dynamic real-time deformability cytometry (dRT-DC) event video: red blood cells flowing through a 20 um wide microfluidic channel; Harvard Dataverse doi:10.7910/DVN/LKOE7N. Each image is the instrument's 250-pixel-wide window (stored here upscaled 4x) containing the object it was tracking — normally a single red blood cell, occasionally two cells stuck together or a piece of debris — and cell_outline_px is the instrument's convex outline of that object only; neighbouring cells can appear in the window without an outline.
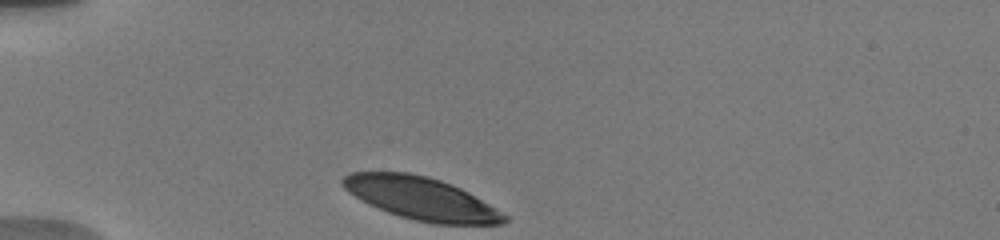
{"species": "human", "species_latin": "Homo sapiens", "temperature_condition": "warm", "stored_images_in_passage": 19, "camera_frame_rate_fps": 3000, "um_per_image_px": 0.085, "donor": {"sex": "male"}, "frame": {"image": 1, "passage_image": 1, "time_ms": 0.0, "image_size_px": [1000, 240], "cell_outline_px": [[508, 220], [504, 224], [432, 224], [412, 220], [388, 212], [368, 204], [360, 200], [348, 192], [340, 184], [340, 180], [348, 172], [408, 172], [428, 176], [452, 184], [468, 192], [508, 216]], "centroid_in_image_um": [35.76, 16.87], "position_along_channel_um": 49.2, "area_um2": 40.29}}
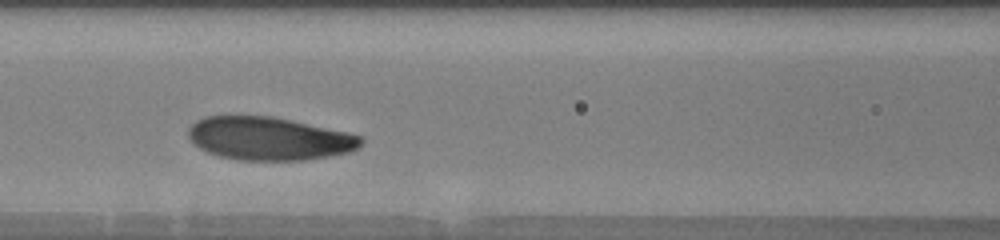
{"frame": {"image": 2, "passage_image": 14, "time_ms": 3.333, "image_size_px": [1000, 240], "cell_outline_px": [[364, 144], [360, 148], [352, 152], [304, 160], [236, 160], [216, 156], [192, 144], [188, 136], [188, 128], [196, 120], [204, 116], [272, 116], [348, 132], [360, 136], [364, 140]], "centroid_in_image_um": [22.87, 11.78], "position_along_channel_um": 143.7, "area_um2": 43.81}}
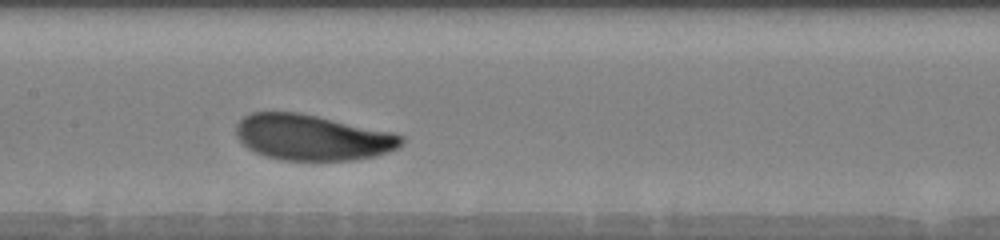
{"frame": {"image": 3, "passage_image": 18, "time_ms": 4.333, "image_size_px": [1000, 240], "cell_outline_px": [[404, 144], [388, 152], [376, 156], [352, 160], [280, 160], [264, 156], [252, 152], [236, 136], [236, 124], [244, 116], [252, 112], [296, 112], [396, 132], [404, 136]], "centroid_in_image_um": [26.56, 11.69], "position_along_channel_um": 180.8, "area_um2": 44.33}}